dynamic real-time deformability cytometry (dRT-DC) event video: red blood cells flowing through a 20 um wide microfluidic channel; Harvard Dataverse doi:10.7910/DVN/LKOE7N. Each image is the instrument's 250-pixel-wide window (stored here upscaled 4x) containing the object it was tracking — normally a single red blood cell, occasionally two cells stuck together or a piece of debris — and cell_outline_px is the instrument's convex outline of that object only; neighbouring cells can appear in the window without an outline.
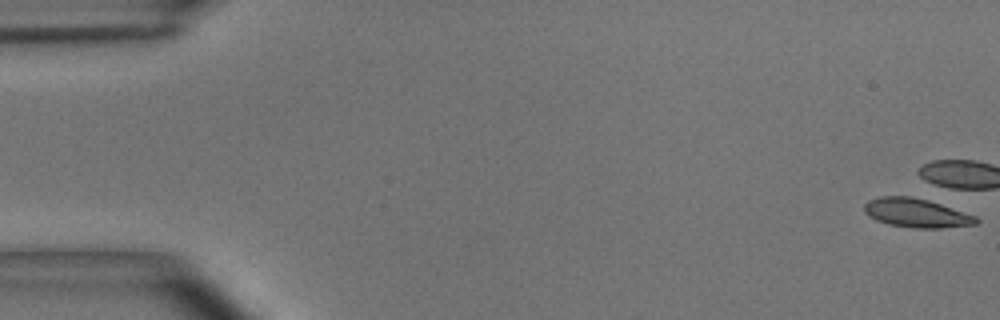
{"species": "common noctule bat (a hibernating species)", "species_latin": "Nyctalus noctula", "temperature_condition": "room temperature", "stored_images_in_passage": 1, "camera_frame_rate_fps": 3000, "um_per_image_px": 0.085, "animal": {"sex": "male", "body_mass_g": 15.6}, "frame": {"image": 1, "passage_image": 1, "time_ms": 0.0, "image_size_px": [1000, 320], "cell_outline_px": [[980, 220], [976, 224], [940, 228], [912, 228], [888, 224], [876, 220], [868, 216], [864, 212], [864, 204], [868, 200], [880, 196], [912, 196], [928, 200], [976, 216]], "centroid_in_image_um": [77.86, 18.1], "position_along_channel_um": 7.1, "area_um2": 18.9}}